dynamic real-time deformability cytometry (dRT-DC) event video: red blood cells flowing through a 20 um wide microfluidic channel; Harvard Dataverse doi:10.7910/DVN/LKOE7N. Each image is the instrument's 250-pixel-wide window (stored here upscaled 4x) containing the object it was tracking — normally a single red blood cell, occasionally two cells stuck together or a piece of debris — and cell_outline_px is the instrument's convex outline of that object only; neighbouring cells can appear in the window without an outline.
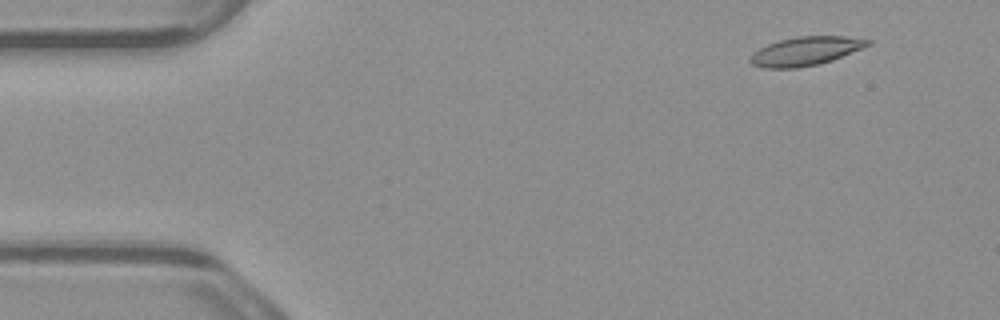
{"species": "common noctule bat (a hibernating species)", "species_latin": "Nyctalus noctula", "temperature_condition": "warm", "stored_images_in_passage": 5, "camera_frame_rate_fps": 3000, "um_per_image_px": 0.085, "animal": {"sex": "male", "body_mass_g": 23.1, "forearm_length_mm": 52.7}, "frame": {"image": 1, "passage_image": 2, "time_ms": 0.333, "image_size_px": [1000, 320], "cell_outline_px": [[872, 44], [832, 60], [820, 64], [796, 68], [764, 68], [752, 64], [748, 60], [752, 52], [768, 44], [780, 40], [796, 36], [844, 36], [872, 40]], "centroid_in_image_um": [68.46, 4.34], "position_along_channel_um": 16.5, "area_um2": 19.71}}
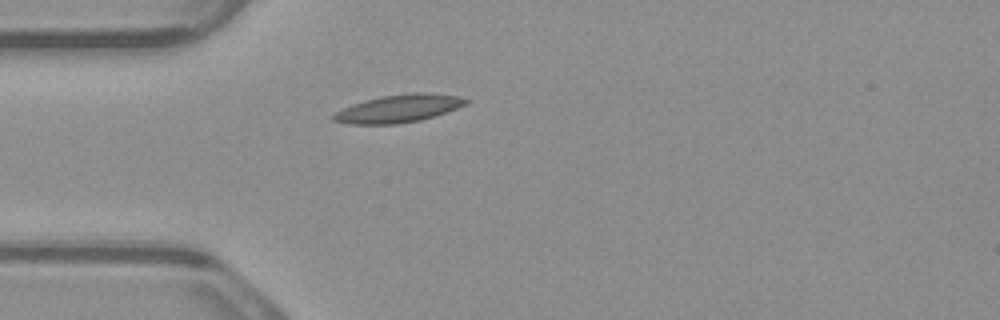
{"frame": {"image": 2, "passage_image": 5, "time_ms": 1.333, "image_size_px": [1000, 320], "cell_outline_px": [[472, 100], [468, 104], [448, 112], [436, 116], [420, 120], [396, 124], [348, 124], [332, 120], [332, 116], [336, 112], [352, 104], [364, 100], [380, 96], [412, 92], [424, 92], [460, 96]], "centroid_in_image_um": [33.95, 9.22], "position_along_channel_um": 51.1, "area_um2": 21.73}}